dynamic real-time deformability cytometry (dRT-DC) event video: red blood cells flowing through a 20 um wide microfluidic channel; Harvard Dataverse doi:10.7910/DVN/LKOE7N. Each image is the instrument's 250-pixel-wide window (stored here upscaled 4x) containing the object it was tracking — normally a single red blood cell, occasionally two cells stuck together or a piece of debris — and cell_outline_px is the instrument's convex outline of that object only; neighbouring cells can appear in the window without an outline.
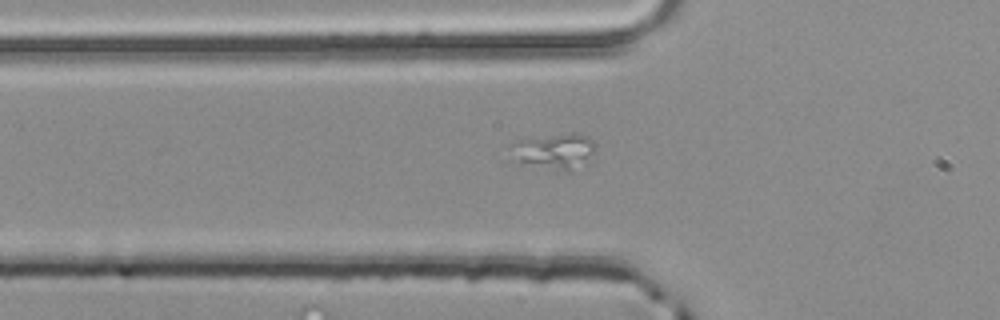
{"species": "common noctule bat (a hibernating species)", "species_latin": "Nyctalus noctula", "temperature_condition": "room temperature", "stored_images_in_passage": 8, "segment_of_instrument_passage": [2, 2], "camera_frame_rate_fps": 3000, "um_per_image_px": 0.085, "animal": {"sex": "male", "body_mass_g": 20.4}, "frame": {"image": 1, "passage_image": 8, "time_ms": 2.333, "image_size_px": [1000, 320], "cell_outline_px": [[596, 152], [568, 172], [508, 160], [504, 144], [520, 140], [560, 136], [588, 136], [596, 144]], "centroid_in_image_um": [46.92, 12.89], "position_along_channel_um": 78.9, "area_um2": 17.22}}